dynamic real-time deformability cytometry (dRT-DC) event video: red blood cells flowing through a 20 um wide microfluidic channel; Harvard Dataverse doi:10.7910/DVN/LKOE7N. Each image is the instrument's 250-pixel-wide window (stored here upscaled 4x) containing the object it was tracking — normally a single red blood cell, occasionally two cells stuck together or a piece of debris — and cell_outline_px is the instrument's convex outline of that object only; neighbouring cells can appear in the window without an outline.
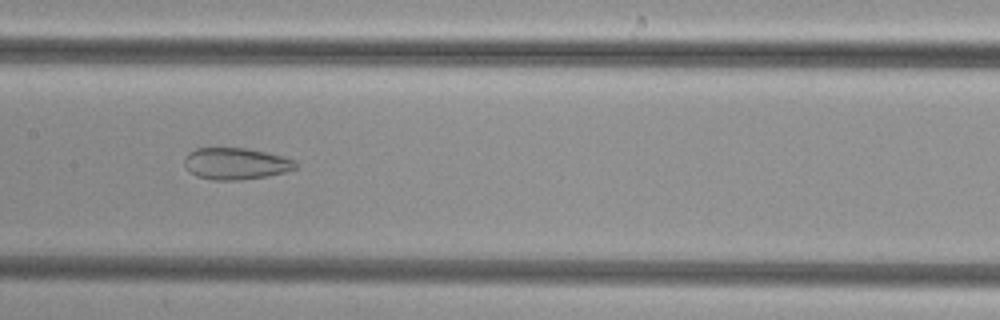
{"species": "common noctule bat (a hibernating species)", "species_latin": "Nyctalus noctula", "temperature_condition": "cold", "stored_images_in_passage": 46, "camera_frame_rate_fps": 3000, "um_per_image_px": 0.085, "animal": {"sex": "female", "body_mass_g": 29.2, "forearm_length_mm": 56.3}, "frame": {"image": 1, "passage_image": 21, "time_ms": 6.667, "image_size_px": [1000, 320], "cell_outline_px": [[296, 168], [284, 172], [268, 176], [240, 180], [212, 180], [196, 176], [188, 172], [184, 164], [184, 156], [188, 152], [196, 148], [248, 148], [296, 160]], "centroid_in_image_um": [19.99, 13.91], "position_along_channel_um": 187.4, "area_um2": 20.63}}
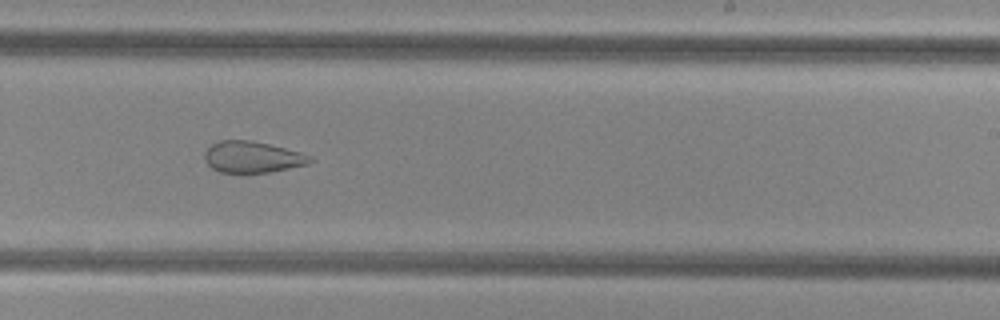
{"frame": {"image": 2, "passage_image": 27, "time_ms": 8.667, "image_size_px": [1000, 320], "cell_outline_px": [[316, 160], [308, 164], [268, 172], [220, 172], [212, 168], [204, 160], [204, 152], [212, 144], [220, 140], [248, 140], [268, 144], [300, 152], [312, 156]], "centroid_in_image_um": [21.46, 13.34], "position_along_channel_um": 267.5, "area_um2": 19.13}}
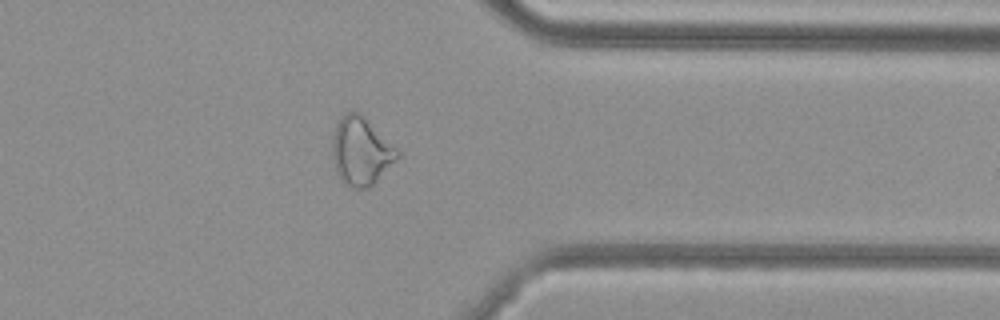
{"frame": {"image": 3, "passage_image": 36, "time_ms": 11.667, "image_size_px": [1000, 320], "cell_outline_px": [[400, 156], [368, 188], [352, 188], [344, 184], [340, 180], [336, 172], [332, 156], [332, 140], [336, 124], [340, 116], [344, 112], [360, 112], [400, 152]], "centroid_in_image_um": [30.64, 12.84], "position_along_channel_um": 380.8, "area_um2": 25.66}}